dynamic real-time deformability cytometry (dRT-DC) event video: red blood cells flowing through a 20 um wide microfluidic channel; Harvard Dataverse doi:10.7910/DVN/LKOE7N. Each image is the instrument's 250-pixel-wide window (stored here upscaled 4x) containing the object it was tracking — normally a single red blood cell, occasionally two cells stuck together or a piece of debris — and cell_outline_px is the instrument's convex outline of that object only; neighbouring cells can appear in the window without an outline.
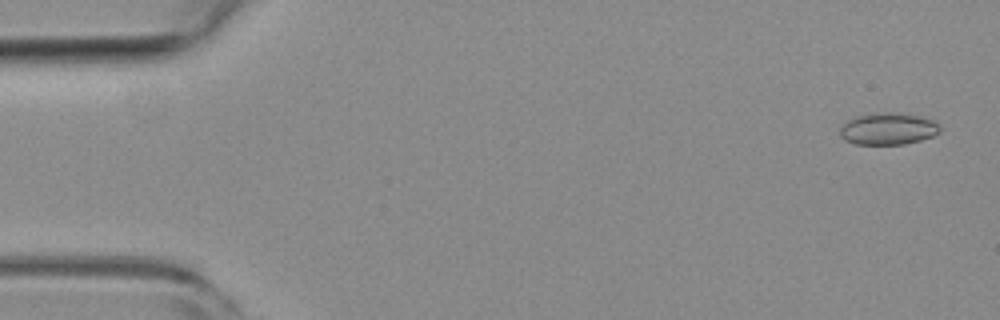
{"species": "common noctule bat (a hibernating species)", "species_latin": "Nyctalus noctula", "temperature_condition": "room temperature", "stored_images_in_passage": 13, "camera_frame_rate_fps": 3000, "um_per_image_px": 0.085, "animal": {"sex": "female", "body_mass_g": 19.3, "forearm_length_mm": 54.1}, "frame": {"image": 1, "passage_image": 1, "time_ms": 0.0, "image_size_px": [1000, 320], "cell_outline_px": [[940, 132], [932, 136], [920, 140], [904, 144], [856, 144], [844, 140], [840, 136], [840, 128], [848, 120], [860, 116], [880, 112], [896, 112], [924, 116], [940, 124]], "centroid_in_image_um": [75.52, 10.94], "position_along_channel_um": 9.5, "area_um2": 18.61}}